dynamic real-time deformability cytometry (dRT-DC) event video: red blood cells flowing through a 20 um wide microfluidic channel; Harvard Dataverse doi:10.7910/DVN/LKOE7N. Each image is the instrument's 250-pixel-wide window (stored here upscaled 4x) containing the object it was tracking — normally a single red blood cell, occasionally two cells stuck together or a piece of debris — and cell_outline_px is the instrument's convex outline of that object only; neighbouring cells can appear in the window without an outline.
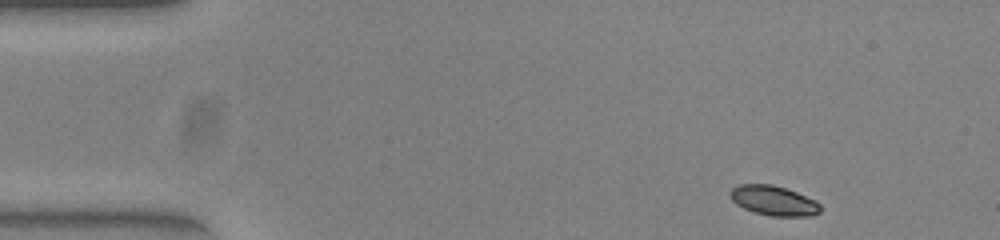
{"species": "common noctule bat (a hibernating species)", "species_latin": "Nyctalus noctula", "temperature_condition": "warm", "stored_images_in_passage": 47, "camera_frame_rate_fps": 3000, "um_per_image_px": 0.085, "animal": {"sex": "female", "body_mass_g": 23.0, "forearm_length_mm": 53.4}, "frame": {"image": 1, "passage_image": 1, "time_ms": 0.0, "image_size_px": [1000, 240], "cell_outline_px": [[820, 212], [812, 216], [772, 216], [756, 212], [744, 208], [736, 204], [732, 200], [732, 188], [740, 184], [772, 184], [796, 192], [816, 200], [820, 204]], "centroid_in_image_um": [65.8, 17.05], "position_along_channel_um": 19.2, "area_um2": 15.43}}
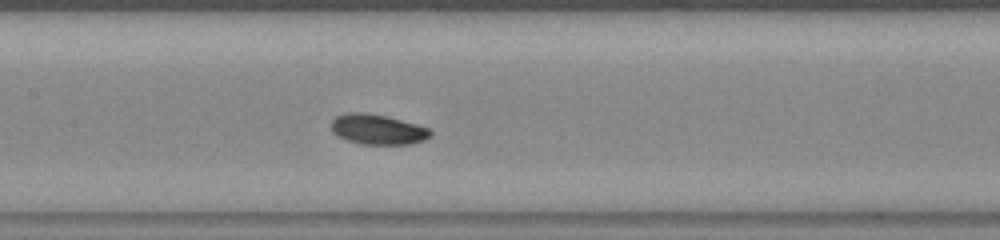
{"frame": {"image": 2, "passage_image": 20, "time_ms": 6.333, "image_size_px": [1000, 240], "cell_outline_px": [[432, 132], [424, 140], [412, 144], [360, 144], [336, 136], [332, 132], [332, 120], [336, 116], [348, 112], [360, 112], [384, 116], [416, 124], [428, 128]], "centroid_in_image_um": [32.06, 11.01], "position_along_channel_um": 175.3, "area_um2": 17.22}}
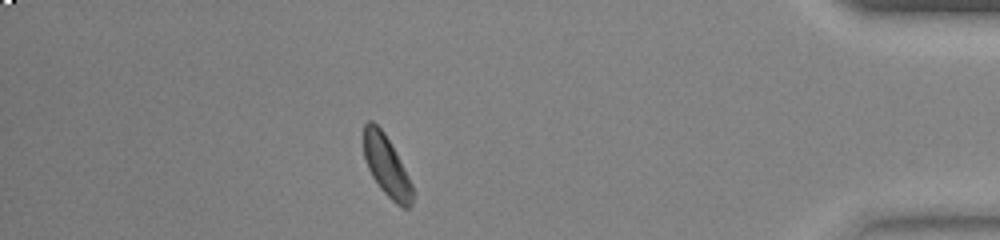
{"frame": {"image": 3, "passage_image": 41, "time_ms": 13.333, "image_size_px": [1000, 240], "cell_outline_px": [[412, 204], [408, 208], [400, 208], [380, 188], [372, 176], [368, 168], [364, 156], [364, 124], [368, 120], [372, 120], [384, 132], [408, 176], [412, 184]], "centroid_in_image_um": [32.84, 14.12], "position_along_channel_um": 402.4, "area_um2": 16.94}, "authors_computed_cell_mechanics": {"area_um2": 16.9932, "velocity_mm_per_s": 3.9091, "shape_relaxation_time_tau1_ms": 1.9388, "shape_relaxation_time_tau2_ms": null, "deformation_change_tau1": 0.069, "deformation_change_tau2": null}}